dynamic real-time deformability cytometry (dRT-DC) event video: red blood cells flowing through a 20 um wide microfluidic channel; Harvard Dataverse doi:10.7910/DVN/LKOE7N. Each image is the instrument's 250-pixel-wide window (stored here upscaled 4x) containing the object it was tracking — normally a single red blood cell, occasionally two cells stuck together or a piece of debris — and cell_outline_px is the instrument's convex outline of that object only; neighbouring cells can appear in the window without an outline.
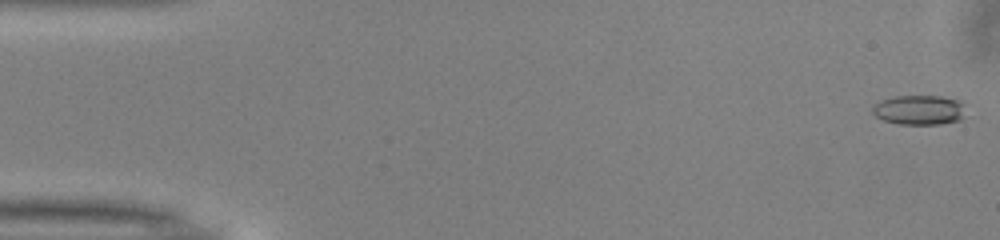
{"species": "common noctule bat (a hibernating species)", "species_latin": "Nyctalus noctula", "temperature_condition": "warm", "stored_images_in_passage": 51, "camera_frame_rate_fps": 3000, "um_per_image_px": 0.085, "animal": {"sex": "male", "body_mass_g": 13.0, "forearm_length_mm": 53.1}, "frame": {"image": 1, "passage_image": 1, "time_ms": 0.0, "image_size_px": [1000, 240], "cell_outline_px": [[964, 116], [960, 120], [940, 124], [900, 124], [884, 120], [876, 116], [872, 112], [872, 104], [880, 100], [896, 96], [940, 96], [964, 100]], "centroid_in_image_um": [78.15, 9.33], "position_along_channel_um": 6.8, "area_um2": 16.36}}
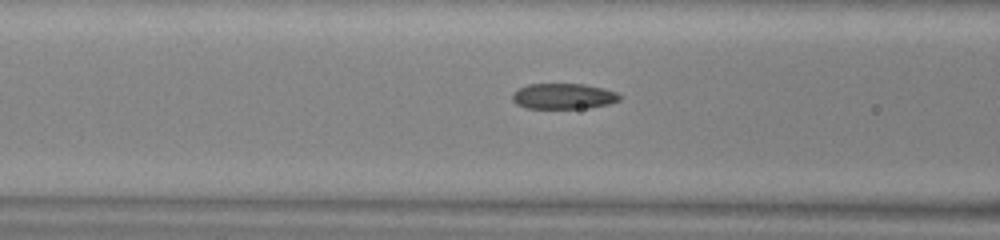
{"frame": {"image": 2, "passage_image": 20, "time_ms": 6.333, "image_size_px": [1000, 240], "cell_outline_px": [[620, 100], [608, 104], [588, 108], [528, 108], [516, 104], [512, 100], [512, 92], [516, 88], [528, 84], [584, 84], [604, 88], [616, 92], [620, 96]], "centroid_in_image_um": [47.85, 8.17], "position_along_channel_um": 118.7, "area_um2": 16.13}}
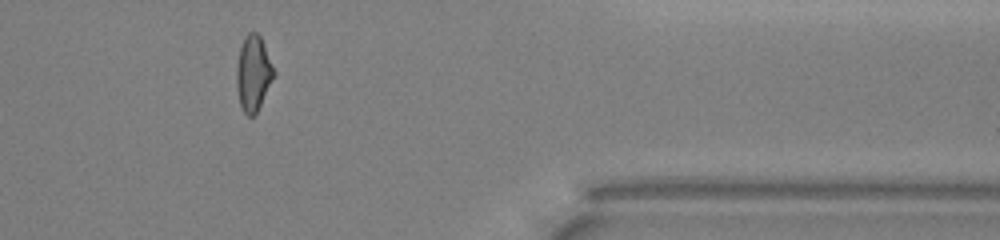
{"frame": {"image": 3, "passage_image": 42, "time_ms": 13.667, "image_size_px": [1000, 240], "cell_outline_px": [[276, 76], [256, 112], [252, 116], [248, 116], [244, 112], [240, 104], [236, 88], [236, 68], [240, 48], [244, 36], [248, 32], [256, 32], [260, 36], [276, 72]], "centroid_in_image_um": [21.53, 6.22], "position_along_channel_um": 389.9, "area_um2": 16.47}, "authors_computed_cell_mechanics": {"area_um2": 16.2996, "velocity_mm_per_s": 4.0438, "shape_relaxation_time_tau1_ms": 6.0035, "shape_relaxation_time_tau2_ms": 1.7048, "deformation_change_tau1": 0.1622, "deformation_change_tau2": 0.0805}}